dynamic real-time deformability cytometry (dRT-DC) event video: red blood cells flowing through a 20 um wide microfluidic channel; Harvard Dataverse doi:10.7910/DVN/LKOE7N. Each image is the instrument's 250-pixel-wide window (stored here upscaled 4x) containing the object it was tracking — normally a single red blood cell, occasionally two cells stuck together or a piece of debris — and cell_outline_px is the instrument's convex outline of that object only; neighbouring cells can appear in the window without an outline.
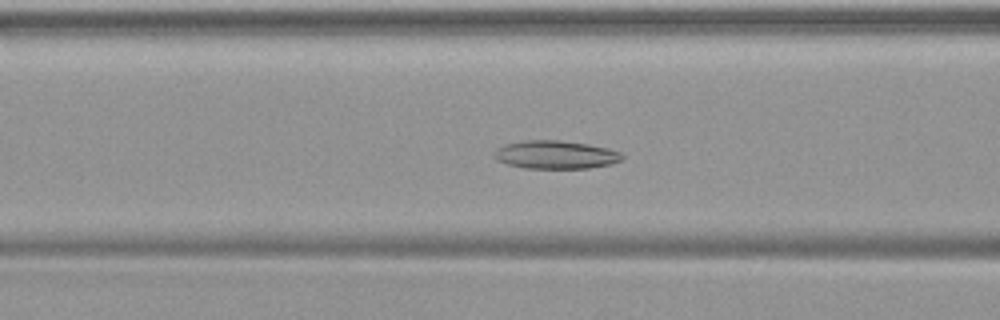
{"species": "common noctule bat (a hibernating species)", "species_latin": "Nyctalus noctula", "temperature_condition": "warm", "stored_images_in_passage": 50, "camera_frame_rate_fps": 3000, "um_per_image_px": 0.085, "animal": {"sex": "female", "body_mass_g": 19.9}, "frame": {"image": 1, "passage_image": 20, "time_ms": 6.333, "image_size_px": [1000, 320], "cell_outline_px": [[624, 160], [612, 164], [588, 168], [524, 168], [508, 164], [496, 160], [492, 156], [492, 152], [496, 148], [504, 144], [524, 140], [560, 140], [588, 144], [608, 148], [620, 152], [624, 156]], "centroid_in_image_um": [47.21, 13.15], "position_along_channel_um": 119.4, "area_um2": 21.33}}
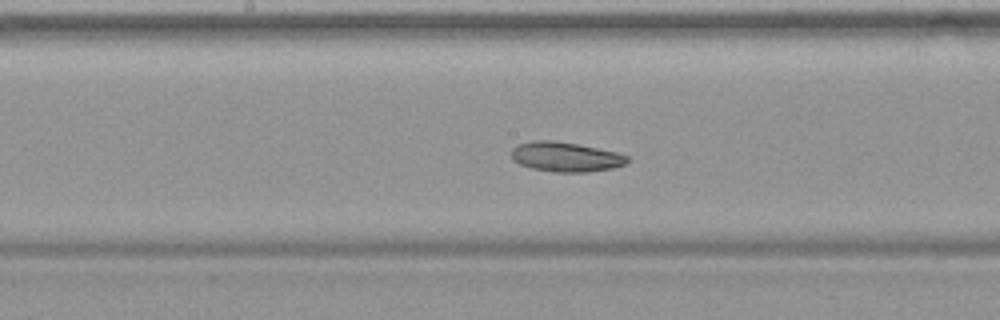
{"frame": {"image": 2, "passage_image": 26, "time_ms": 8.333, "image_size_px": [1000, 320], "cell_outline_px": [[628, 160], [624, 164], [612, 168], [588, 172], [552, 172], [532, 168], [520, 164], [512, 160], [512, 148], [516, 144], [532, 140], [552, 140], [576, 144], [616, 152], [628, 156]], "centroid_in_image_um": [48.03, 13.33], "position_along_channel_um": 200.2, "area_um2": 20.0}}
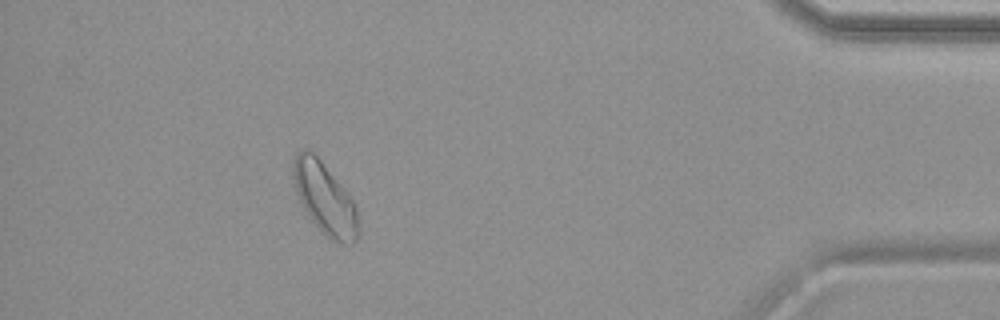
{"frame": {"image": 3, "passage_image": 45, "time_ms": 14.667, "image_size_px": [1000, 320], "cell_outline_px": [[360, 232], [356, 240], [352, 244], [336, 244], [324, 236], [308, 216], [296, 192], [292, 176], [292, 160], [296, 152], [300, 148], [308, 148], [320, 160], [340, 184], [356, 204], [360, 228]], "centroid_in_image_um": [27.61, 16.91], "position_along_channel_um": 407.6, "area_um2": 27.69}}